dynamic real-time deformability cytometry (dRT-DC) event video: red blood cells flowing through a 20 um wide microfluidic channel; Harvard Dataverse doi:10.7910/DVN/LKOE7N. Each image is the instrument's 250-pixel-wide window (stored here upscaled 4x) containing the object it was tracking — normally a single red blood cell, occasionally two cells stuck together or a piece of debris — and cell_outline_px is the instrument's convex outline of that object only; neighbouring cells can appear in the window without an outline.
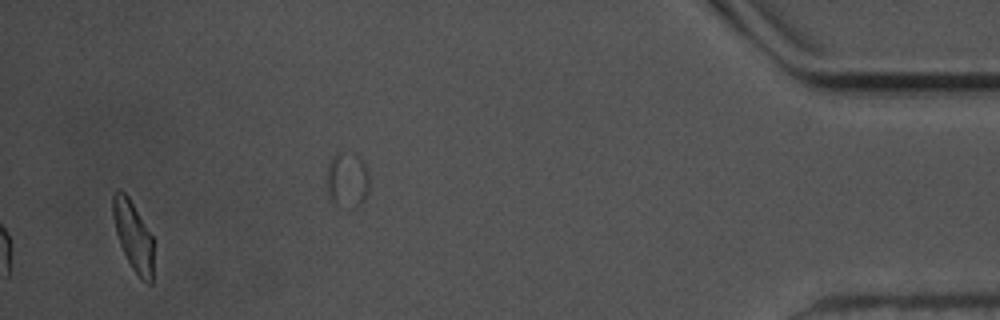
{"species": "common noctule bat (a hibernating species)", "species_latin": "Nyctalus noctula", "temperature_condition": "warm", "stored_images_in_passage": 43, "camera_frame_rate_fps": 3000, "um_per_image_px": 0.085, "animal": {"sex": "male", "body_mass_g": 17.5, "forearm_length_mm": 52.3}, "frame": {"image": 1, "passage_image": 43, "time_ms": 14.0, "image_size_px": [1000, 320], "cell_outline_px": [[152, 284], [148, 284], [140, 280], [132, 268], [120, 244], [116, 232], [112, 216], [112, 196], [116, 192], [124, 192], [128, 196], [152, 236]], "centroid_in_image_um": [11.31, 20.09], "position_along_channel_um": 423.9, "area_um2": 16.13}, "authors_computed_cell_mechanics": {"area_um2": 18.0336, "velocity_mm_per_s": 3.5321, "shape_relaxation_time_tau1_ms": 3.8054, "shape_relaxation_time_tau2_ms": 2.6361, "deformation_change_tau1": 0.1333, "deformation_change_tau2": 0.0939}}